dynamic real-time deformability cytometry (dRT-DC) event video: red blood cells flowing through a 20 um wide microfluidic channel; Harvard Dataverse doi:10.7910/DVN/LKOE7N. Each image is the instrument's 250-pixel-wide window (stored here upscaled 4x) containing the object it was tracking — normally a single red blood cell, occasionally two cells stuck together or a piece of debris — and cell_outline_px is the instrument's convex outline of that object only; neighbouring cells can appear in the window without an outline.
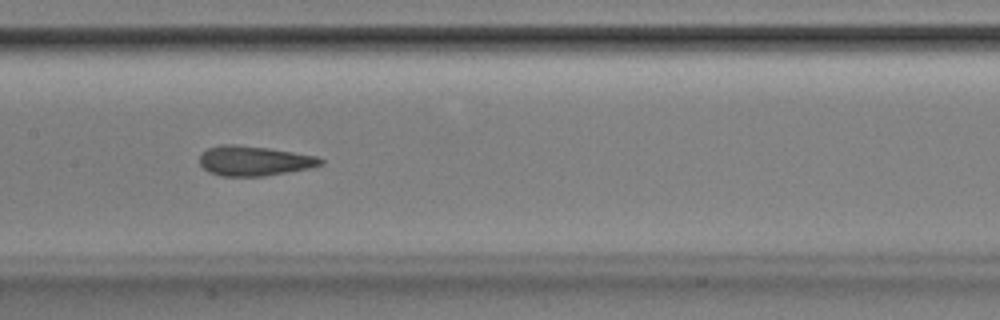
{"species": "Egyptian fruit bat (a non-hibernating species)", "species_latin": "Rousettus aegyptiacus", "temperature_condition": "room temperature", "stored_images_in_passage": 40, "camera_frame_rate_fps": 3000, "um_per_image_px": 0.085, "animal": {"sex": "male"}, "frame": {"image": 1, "passage_image": 14, "time_ms": 4.333, "image_size_px": [1000, 320], "cell_outline_px": [[324, 164], [308, 168], [288, 172], [264, 176], [220, 176], [208, 172], [200, 164], [200, 152], [208, 148], [220, 144], [236, 144], [268, 148], [316, 156], [324, 160]], "centroid_in_image_um": [21.56, 13.67], "position_along_channel_um": 185.8, "area_um2": 21.1}}
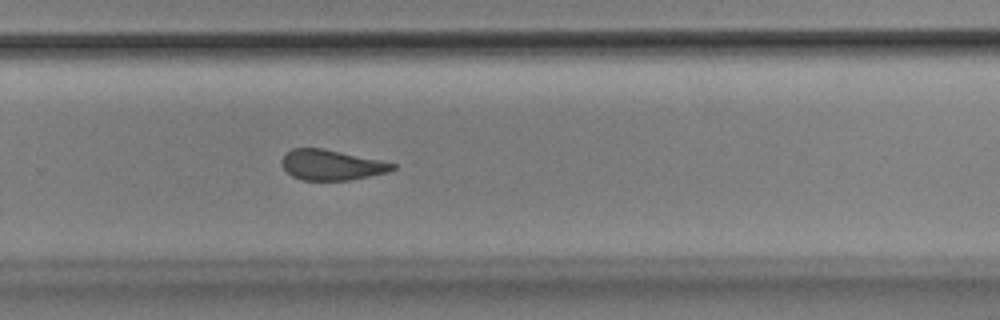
{"frame": {"image": 2, "passage_image": 23, "time_ms": 7.333, "image_size_px": [1000, 320], "cell_outline_px": [[396, 168], [388, 172], [348, 180], [304, 180], [292, 176], [280, 164], [280, 160], [292, 148], [324, 148], [380, 160], [396, 164]], "centroid_in_image_um": [28.16, 14.01], "position_along_channel_um": 301.6, "area_um2": 19.48}}
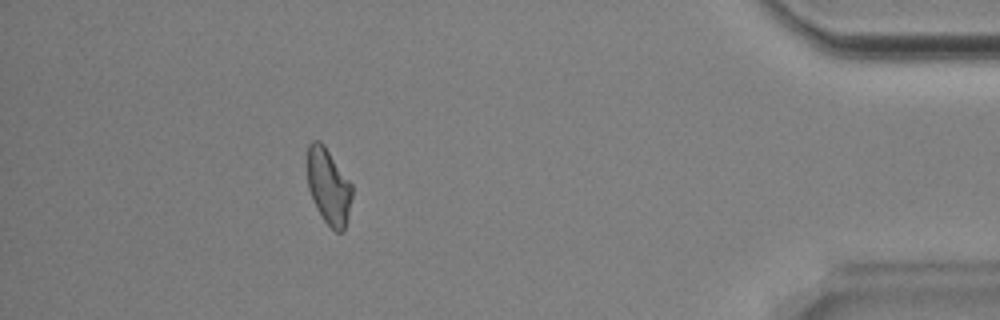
{"frame": {"image": 3, "passage_image": 35, "time_ms": 11.333, "image_size_px": [1000, 320], "cell_outline_px": [[352, 196], [348, 216], [344, 232], [336, 232], [324, 220], [316, 208], [312, 200], [308, 188], [308, 144], [312, 140], [320, 140], [324, 144], [352, 184]], "centroid_in_image_um": [27.93, 15.84], "position_along_channel_um": 407.3, "area_um2": 19.83}, "authors_computed_cell_mechanics": {"area_um2": 20.8658, "velocity_mm_per_s": 3.8795, "shape_relaxation_time_tau1_ms": 7.9743, "shape_relaxation_time_tau2_ms": 1.8234, "deformation_change_tau1": 0.1683, "deformation_change_tau2": 0.0765}}